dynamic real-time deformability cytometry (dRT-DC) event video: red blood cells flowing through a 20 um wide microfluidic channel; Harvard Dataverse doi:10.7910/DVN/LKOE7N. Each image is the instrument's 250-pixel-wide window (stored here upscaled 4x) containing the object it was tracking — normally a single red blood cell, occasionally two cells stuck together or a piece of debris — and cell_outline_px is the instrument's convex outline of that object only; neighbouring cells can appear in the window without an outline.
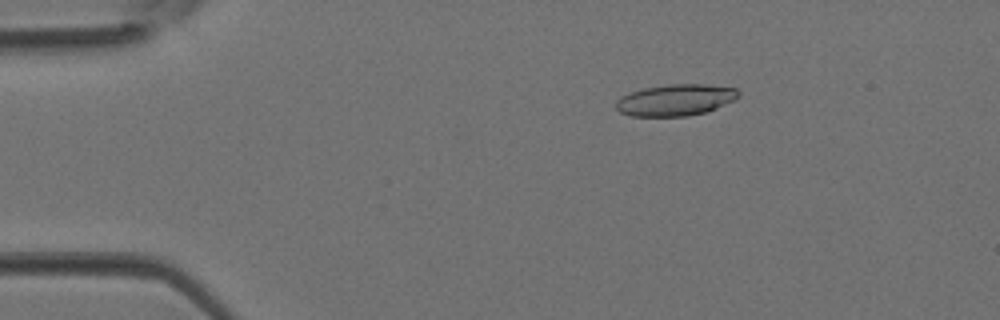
{"species": "Egyptian fruit bat (a non-hibernating species)", "species_latin": "Rousettus aegyptiacus", "temperature_condition": "room temperature", "stored_images_in_passage": 4, "segment_of_instrument_passage": [1, 2], "camera_frame_rate_fps": 3000, "um_per_image_px": 0.085, "animal": {"sex": "female"}, "frame": {"image": 1, "passage_image": 2, "time_ms": 0.333, "image_size_px": [1000, 320], "cell_outline_px": [[740, 96], [716, 108], [704, 112], [688, 116], [632, 116], [620, 112], [616, 108], [616, 100], [620, 96], [644, 88], [668, 84], [704, 84], [736, 88], [740, 92]], "centroid_in_image_um": [57.4, 8.49], "position_along_channel_um": 27.6, "area_um2": 22.37}}